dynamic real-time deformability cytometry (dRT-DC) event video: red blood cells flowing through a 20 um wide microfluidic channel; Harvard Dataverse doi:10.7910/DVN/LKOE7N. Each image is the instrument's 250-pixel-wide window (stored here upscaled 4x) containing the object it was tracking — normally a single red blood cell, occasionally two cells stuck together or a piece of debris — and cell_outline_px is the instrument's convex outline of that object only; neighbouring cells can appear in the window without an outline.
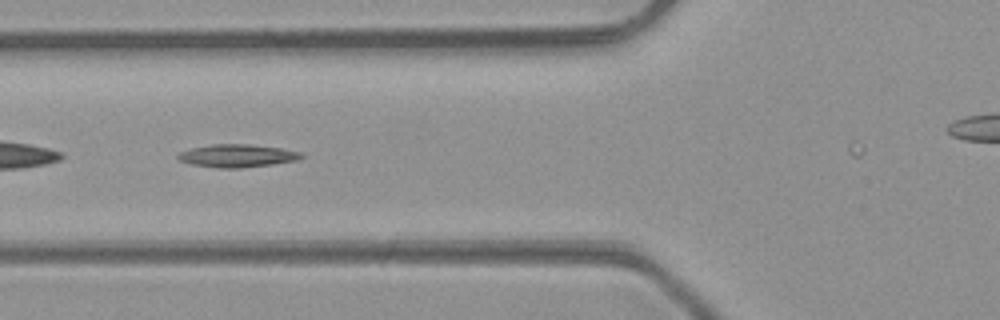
{"species": "common noctule bat (a hibernating species)", "species_latin": "Nyctalus noctula", "temperature_condition": "room temperature", "stored_images_in_passage": 30, "camera_frame_rate_fps": 3000, "um_per_image_px": 0.085, "animal": {"sex": "male", "body_mass_g": 23.1, "forearm_length_mm": 52.7}, "frame": {"image": 1, "passage_image": 10, "time_ms": 3.0, "image_size_px": [1000, 320], "cell_outline_px": [[304, 156], [296, 160], [272, 164], [240, 168], [216, 168], [192, 164], [180, 160], [176, 156], [180, 152], [192, 148], [212, 144], [248, 144], [280, 148], [300, 152]], "centroid_in_image_um": [20.14, 13.24], "position_along_channel_um": 105.7, "area_um2": 16.24}}
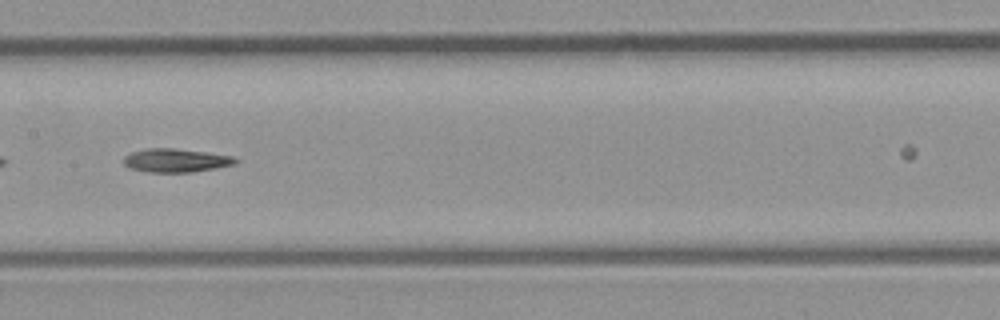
{"frame": {"image": 2, "passage_image": 16, "time_ms": 5.0, "image_size_px": [1000, 320], "cell_outline_px": [[236, 160], [232, 164], [192, 172], [148, 172], [132, 168], [124, 164], [124, 156], [132, 152], [144, 148], [172, 148], [204, 152], [232, 156]], "centroid_in_image_um": [14.87, 13.62], "position_along_channel_um": 192.5, "area_um2": 14.91}}
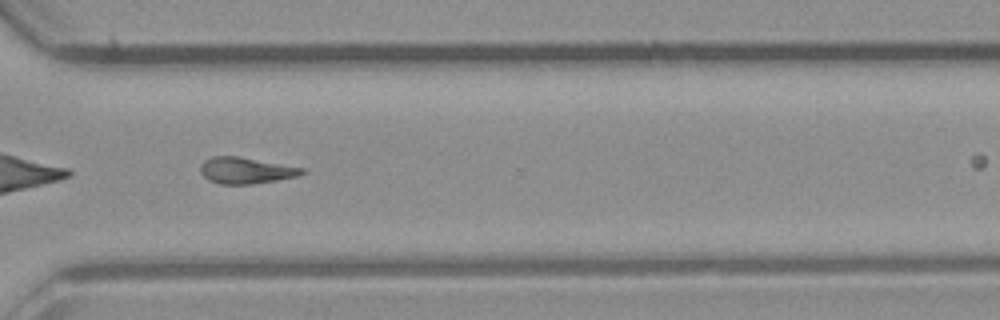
{"frame": {"image": 3, "passage_image": 27, "time_ms": 8.667, "image_size_px": [1000, 320], "cell_outline_px": [[304, 172], [296, 176], [276, 180], [252, 184], [220, 184], [208, 180], [200, 172], [200, 164], [204, 160], [212, 156], [236, 156], [304, 168]], "centroid_in_image_um": [20.83, 14.49], "position_along_channel_um": 349.8, "area_um2": 15.37}}